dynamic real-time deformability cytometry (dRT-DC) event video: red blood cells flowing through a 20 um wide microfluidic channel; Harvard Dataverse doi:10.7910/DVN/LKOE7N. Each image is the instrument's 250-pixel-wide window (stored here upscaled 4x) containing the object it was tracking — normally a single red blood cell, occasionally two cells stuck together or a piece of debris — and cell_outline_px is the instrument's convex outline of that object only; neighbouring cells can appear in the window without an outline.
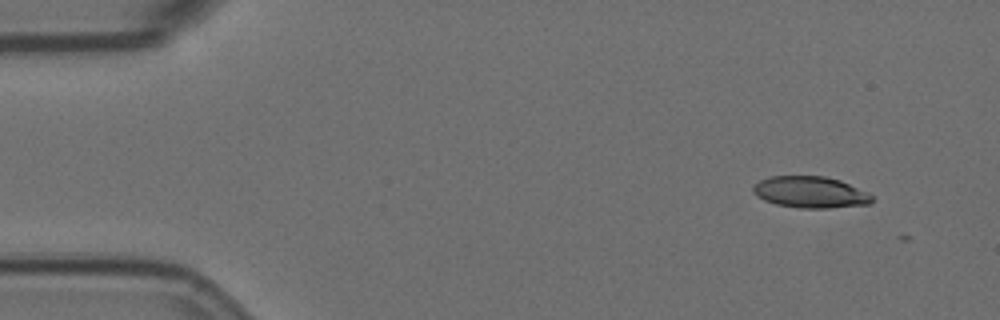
{"species": "Egyptian fruit bat (a non-hibernating species)", "species_latin": "Rousettus aegyptiacus", "temperature_condition": "room temperature", "stored_images_in_passage": 5, "camera_frame_rate_fps": 3000, "um_per_image_px": 0.085, "animal": {"sex": "female"}, "frame": {"image": 1, "passage_image": 1, "time_ms": 0.0, "image_size_px": [1000, 320], "cell_outline_px": [[872, 204], [828, 208], [800, 208], [776, 204], [764, 200], [756, 196], [752, 192], [752, 184], [768, 176], [824, 176], [840, 180], [868, 192], [872, 196]], "centroid_in_image_um": [68.85, 16.33], "position_along_channel_um": 16.1, "area_um2": 22.02}}